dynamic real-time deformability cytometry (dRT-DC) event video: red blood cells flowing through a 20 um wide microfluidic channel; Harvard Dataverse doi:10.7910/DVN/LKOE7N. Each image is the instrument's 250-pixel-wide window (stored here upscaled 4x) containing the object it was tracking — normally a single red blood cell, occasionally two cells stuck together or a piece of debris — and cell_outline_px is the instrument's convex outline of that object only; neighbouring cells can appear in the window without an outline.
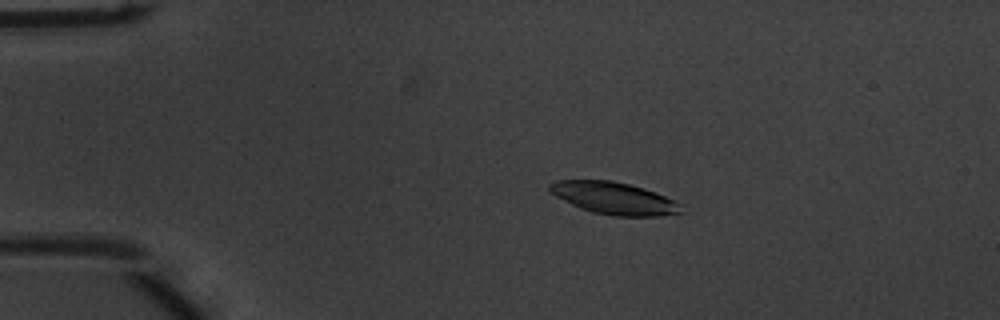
{"species": "common noctule bat (a hibernating species)", "species_latin": "Nyctalus noctula", "temperature_condition": "warm", "stored_images_in_passage": 49, "camera_frame_rate_fps": 3000, "um_per_image_px": 0.085, "animal": {"sex": "male", "body_mass_g": 20.1, "forearm_length_mm": 53.5}, "frame": {"image": 1, "passage_image": 7, "time_ms": 2.0, "image_size_px": [1000, 320], "cell_outline_px": [[684, 212], [660, 216], [612, 216], [592, 212], [580, 208], [548, 192], [548, 184], [556, 180], [612, 180], [644, 188], [656, 192], [680, 204]], "centroid_in_image_um": [52.17, 16.85], "position_along_channel_um": 32.8, "area_um2": 24.68}}
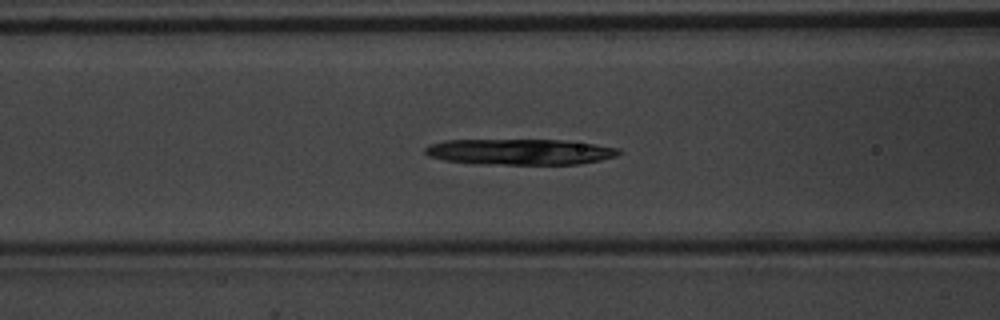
{"frame": {"image": 2, "passage_image": 18, "time_ms": 5.667, "image_size_px": [1000, 320], "cell_outline_px": [[624, 152], [616, 156], [600, 160], [580, 164], [500, 164], [444, 160], [428, 156], [424, 152], [424, 148], [428, 144], [444, 140], [564, 140], [620, 148]], "centroid_in_image_um": [44.22, 12.89], "position_along_channel_um": 122.4, "area_um2": 29.02}}
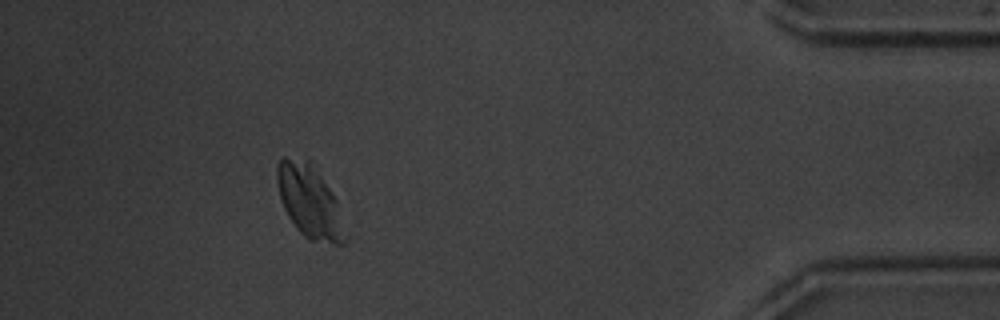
{"frame": {"image": 3, "passage_image": 44, "time_ms": 14.333, "image_size_px": [1000, 320], "cell_outline_px": [[348, 240], [344, 244], [332, 244], [308, 240], [296, 228], [288, 216], [284, 208], [280, 196], [276, 180], [276, 164], [280, 156], [284, 156], [312, 160], [336, 200]], "centroid_in_image_um": [26.29, 17.1], "position_along_channel_um": 408.9, "area_um2": 29.25}, "authors_computed_cell_mechanics": {"area_um2": 29.3046, "velocity_mm_per_s": 3.872, "shape_relaxation_time_tau1_ms": 1.94, "shape_relaxation_time_tau2_ms": null, "deformation_change_tau1": 0.0929, "deformation_change_tau2": null}}